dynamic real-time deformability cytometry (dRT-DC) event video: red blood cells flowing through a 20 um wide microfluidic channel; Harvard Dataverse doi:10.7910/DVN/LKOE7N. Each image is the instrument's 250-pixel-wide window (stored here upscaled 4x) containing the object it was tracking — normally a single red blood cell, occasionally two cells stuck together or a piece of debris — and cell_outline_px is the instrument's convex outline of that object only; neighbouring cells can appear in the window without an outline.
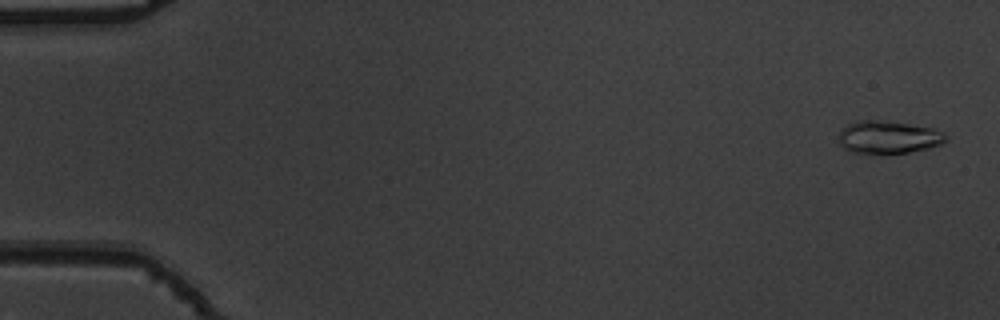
{"species": "common noctule bat (a hibernating species)", "species_latin": "Nyctalus noctula", "temperature_condition": "warm", "stored_images_in_passage": 54, "camera_frame_rate_fps": 3000, "um_per_image_px": 0.085, "animal": {"sex": "male", "body_mass_g": 19.5, "forearm_length_mm": 54.6}, "frame": {"image": 1, "passage_image": 2, "time_ms": 0.333, "image_size_px": [1000, 320], "cell_outline_px": [[948, 140], [940, 144], [928, 148], [908, 152], [852, 152], [844, 148], [836, 140], [836, 136], [848, 124], [860, 120], [872, 120], [908, 124], [932, 128], [944, 132], [948, 136]], "centroid_in_image_um": [75.5, 11.65], "position_along_channel_um": 9.5, "area_um2": 20.06}}
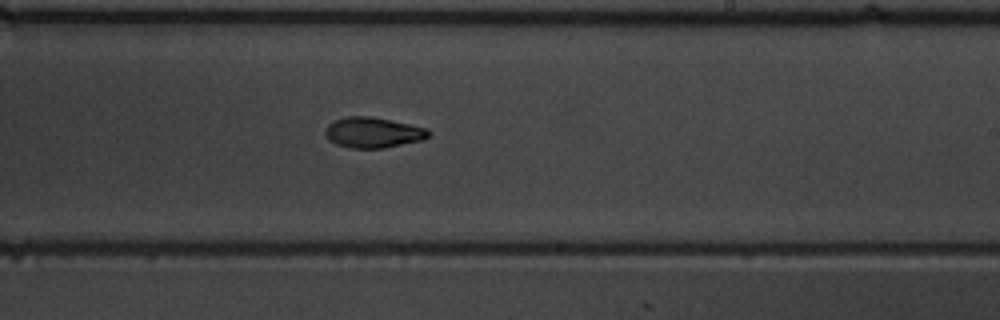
{"frame": {"image": 2, "passage_image": 33, "time_ms": 10.667, "image_size_px": [1000, 320], "cell_outline_px": [[432, 132], [428, 136], [420, 140], [384, 148], [352, 148], [336, 144], [328, 140], [324, 132], [328, 124], [336, 120], [348, 116], [368, 116], [408, 124], [424, 128]], "centroid_in_image_um": [31.66, 11.27], "position_along_channel_um": 257.3, "area_um2": 18.03}}
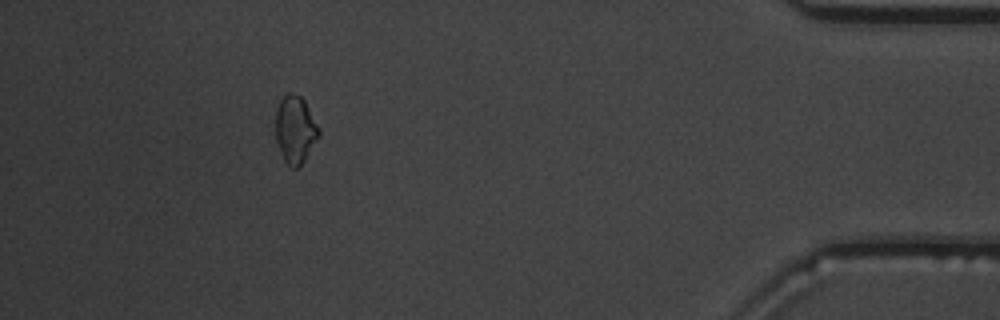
{"frame": {"image": 3, "passage_image": 49, "time_ms": 16.0, "image_size_px": [1000, 320], "cell_outline_px": [[320, 136], [304, 160], [296, 168], [292, 168], [284, 160], [280, 152], [276, 140], [276, 108], [280, 100], [288, 92], [300, 96], [304, 100], [320, 128]], "centroid_in_image_um": [25.1, 11.0], "position_along_channel_um": 410.1, "area_um2": 16.94}, "authors_computed_cell_mechanics": {"area_um2": 18.0336, "velocity_mm_per_s": 3.8381, "shape_relaxation_time_tau1_ms": 4.3194, "shape_relaxation_time_tau2_ms": 3.0502, "deformation_change_tau1": 0.1682, "deformation_change_tau2": 0.085}}